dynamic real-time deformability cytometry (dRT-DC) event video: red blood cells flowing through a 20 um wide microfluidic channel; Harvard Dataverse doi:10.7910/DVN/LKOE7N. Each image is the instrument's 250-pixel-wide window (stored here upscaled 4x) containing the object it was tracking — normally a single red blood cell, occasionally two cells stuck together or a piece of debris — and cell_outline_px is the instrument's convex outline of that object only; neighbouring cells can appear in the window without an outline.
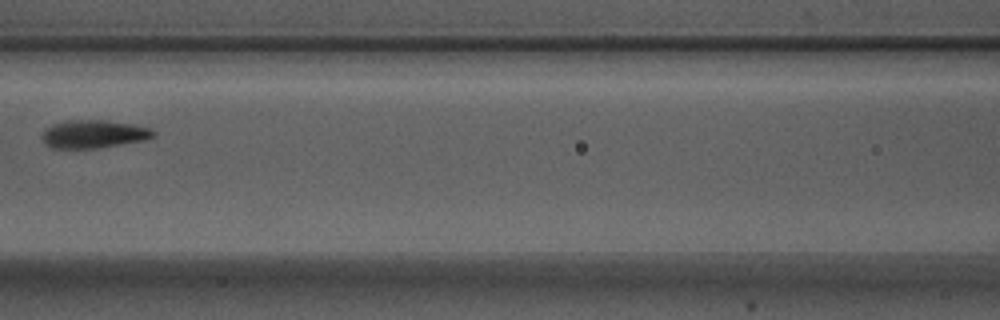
{"species": "Egyptian fruit bat (a non-hibernating species)", "species_latin": "Rousettus aegyptiacus", "temperature_condition": "warm", "stored_images_in_passage": 6, "camera_frame_rate_fps": 3000, "um_per_image_px": 0.085, "animal": {"sex": "male"}, "frame": {"image": 1, "passage_image": 6, "time_ms": 1.667, "image_size_px": [1000, 320], "cell_outline_px": [[156, 136], [144, 140], [96, 148], [52, 148], [44, 144], [40, 136], [40, 132], [44, 128], [52, 124], [64, 120], [104, 120], [132, 124], [152, 128], [156, 132]], "centroid_in_image_um": [7.91, 11.38], "position_along_channel_um": 158.7, "area_um2": 18.5}}